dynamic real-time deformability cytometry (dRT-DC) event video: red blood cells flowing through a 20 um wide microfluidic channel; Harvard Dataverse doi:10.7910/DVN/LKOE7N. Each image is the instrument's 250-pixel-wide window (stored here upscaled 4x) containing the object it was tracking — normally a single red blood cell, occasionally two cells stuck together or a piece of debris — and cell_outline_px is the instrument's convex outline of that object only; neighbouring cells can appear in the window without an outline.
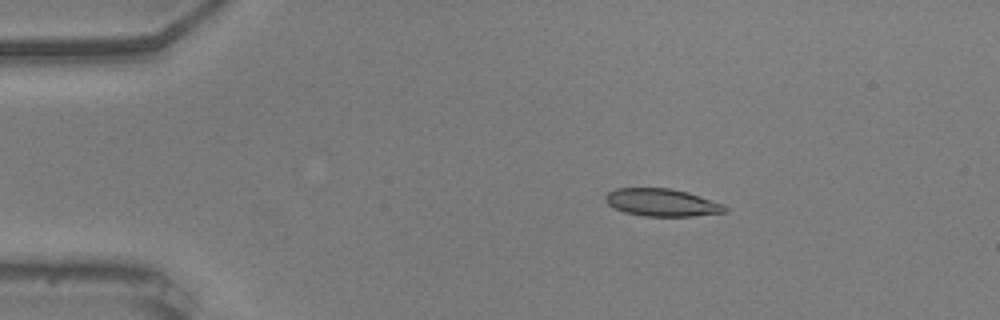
{"species": "common noctule bat (a hibernating species)", "species_latin": "Nyctalus noctula", "temperature_condition": "warm", "stored_images_in_passage": 46, "camera_frame_rate_fps": 3000, "um_per_image_px": 0.085, "animal": {"sex": "male", "body_mass_g": 20.5, "forearm_length_mm": 52.5}, "frame": {"image": 1, "passage_image": 1, "time_ms": 0.0, "image_size_px": [1000, 320], "cell_outline_px": [[728, 208], [724, 212], [692, 216], [644, 216], [624, 212], [608, 204], [604, 200], [604, 196], [608, 192], [616, 188], [668, 188], [688, 192], [724, 204]], "centroid_in_image_um": [56.24, 17.21], "position_along_channel_um": 28.8, "area_um2": 19.13}}
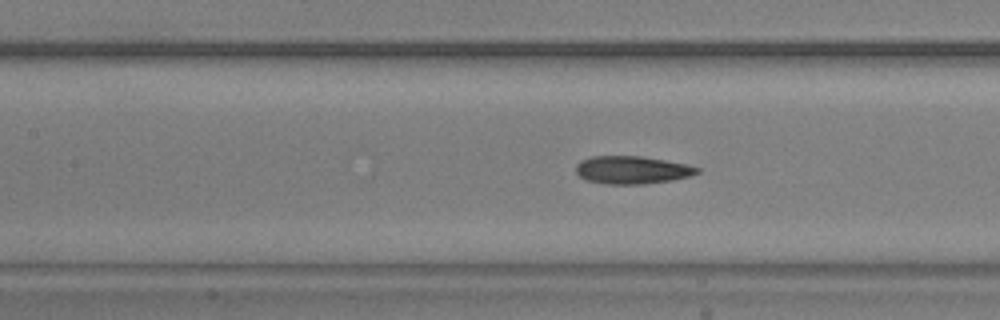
{"frame": {"image": 2, "passage_image": 16, "time_ms": 5.0, "image_size_px": [1000, 320], "cell_outline_px": [[700, 172], [692, 176], [672, 180], [644, 184], [608, 184], [584, 180], [576, 172], [576, 164], [580, 160], [592, 156], [640, 156], [688, 164], [700, 168]], "centroid_in_image_um": [53.73, 14.45], "position_along_channel_um": 153.7, "area_um2": 19.83}}
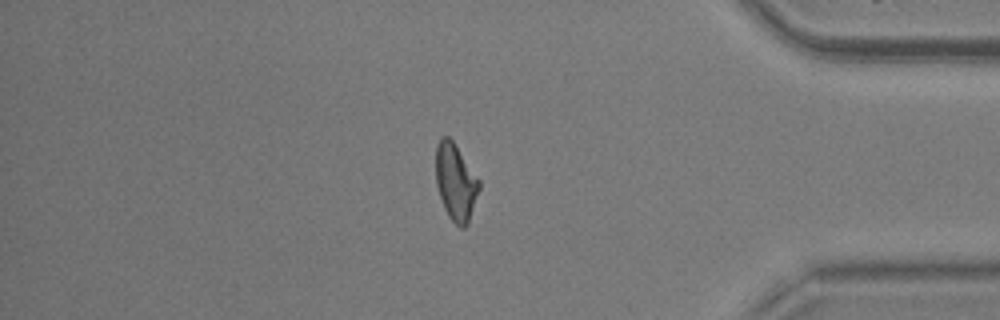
{"frame": {"image": 3, "passage_image": 38, "time_ms": 12.333, "image_size_px": [1000, 320], "cell_outline_px": [[480, 188], [468, 224], [464, 228], [460, 228], [448, 216], [444, 208], [436, 184], [436, 144], [440, 136], [448, 136], [452, 140], [480, 180]], "centroid_in_image_um": [38.73, 15.47], "position_along_channel_um": 396.5, "area_um2": 19.42}, "authors_computed_cell_mechanics": {"area_um2": 19.5653, "velocity_mm_per_s": 3.6986, "shape_relaxation_time_tau1_ms": 6.028, "shape_relaxation_time_tau2_ms": 2.5554, "deformation_change_tau1": 0.1625, "deformation_change_tau2": 0.114}}